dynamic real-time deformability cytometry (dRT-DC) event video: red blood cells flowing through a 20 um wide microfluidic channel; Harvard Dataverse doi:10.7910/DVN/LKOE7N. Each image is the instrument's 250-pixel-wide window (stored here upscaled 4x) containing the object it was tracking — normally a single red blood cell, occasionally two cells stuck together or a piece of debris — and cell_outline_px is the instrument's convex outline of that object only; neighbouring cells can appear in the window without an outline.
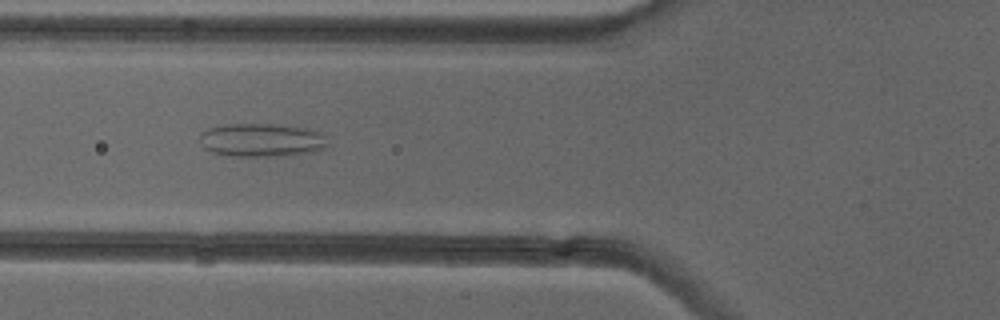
{"species": "common noctule bat (a hibernating species)", "species_latin": "Nyctalus noctula", "temperature_condition": "cold", "stored_images_in_passage": 50, "camera_frame_rate_fps": 3000, "um_per_image_px": 0.085, "animal": {"sex": "female"}, "frame": {"image": 1, "passage_image": 18, "time_ms": 5.667, "image_size_px": [1000, 320], "cell_outline_px": [[328, 144], [324, 148], [316, 152], [276, 156], [228, 156], [212, 152], [204, 148], [200, 140], [200, 132], [208, 128], [224, 124], [272, 124], [304, 128], [320, 132], [324, 136]], "centroid_in_image_um": [22.21, 11.91], "position_along_channel_um": 103.6, "area_um2": 24.97}}
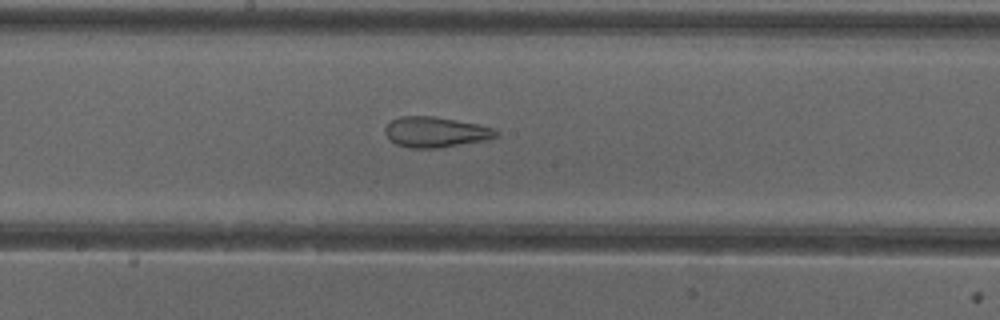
{"frame": {"image": 2, "passage_image": 26, "time_ms": 8.333, "image_size_px": [1000, 320], "cell_outline_px": [[500, 132], [496, 136], [488, 140], [436, 148], [408, 148], [396, 144], [388, 140], [384, 132], [384, 128], [392, 120], [400, 116], [432, 116], [456, 120], [496, 128]], "centroid_in_image_um": [37.01, 11.23], "position_along_channel_um": 211.2, "area_um2": 19.83}}
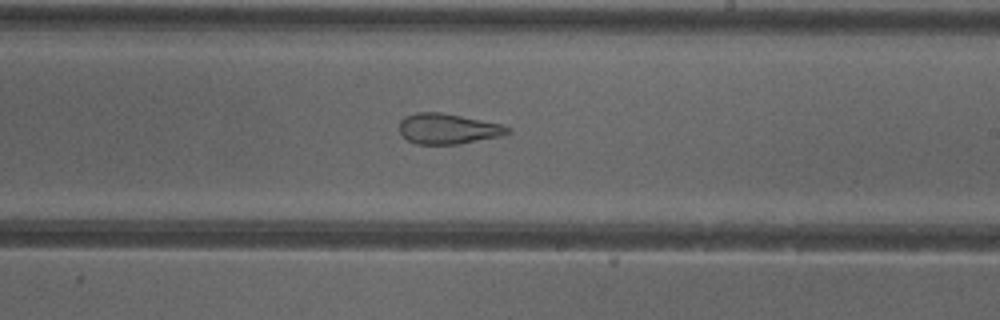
{"frame": {"image": 3, "passage_image": 29, "time_ms": 9.333, "image_size_px": [1000, 320], "cell_outline_px": [[512, 132], [504, 136], [456, 144], [416, 144], [408, 140], [400, 132], [400, 120], [404, 116], [416, 112], [444, 112], [500, 124], [512, 128]], "centroid_in_image_um": [38.1, 10.94], "position_along_channel_um": 250.9, "area_um2": 19.36}, "authors_computed_cell_mechanics": {"area_um2": 24.8829, "velocity_mm_per_s": 4.0042, "shape_relaxation_time_tau1_ms": null, "shape_relaxation_time_tau2_ms": 2.0517, "deformation_change_tau1": null, "deformation_change_tau2": 0.1177}}